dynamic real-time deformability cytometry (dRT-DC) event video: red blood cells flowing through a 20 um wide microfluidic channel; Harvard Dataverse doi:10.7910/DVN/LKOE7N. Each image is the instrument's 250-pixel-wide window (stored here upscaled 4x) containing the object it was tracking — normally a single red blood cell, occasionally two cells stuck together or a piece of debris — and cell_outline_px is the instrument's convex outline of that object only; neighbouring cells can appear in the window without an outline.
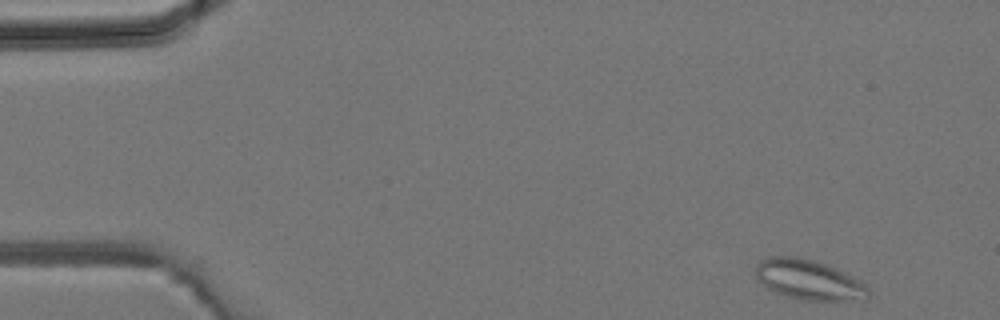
{"species": "common noctule bat (a hibernating species)", "species_latin": "Nyctalus noctula", "temperature_condition": "room temperature", "stored_images_in_passage": 39, "camera_frame_rate_fps": 3000, "um_per_image_px": 0.085, "animal": {"sex": "male", "body_mass_g": 19.2, "forearm_length_mm": 51.8}, "frame": {"image": 1, "passage_image": 1, "time_ms": 0.0, "image_size_px": [1000, 320], "cell_outline_px": [[872, 292], [868, 300], [804, 300], [788, 296], [776, 292], [768, 288], [756, 276], [756, 260], [768, 256], [800, 256], [828, 264], [860, 280]], "centroid_in_image_um": [68.78, 23.76], "position_along_channel_um": 16.2, "area_um2": 26.59}}
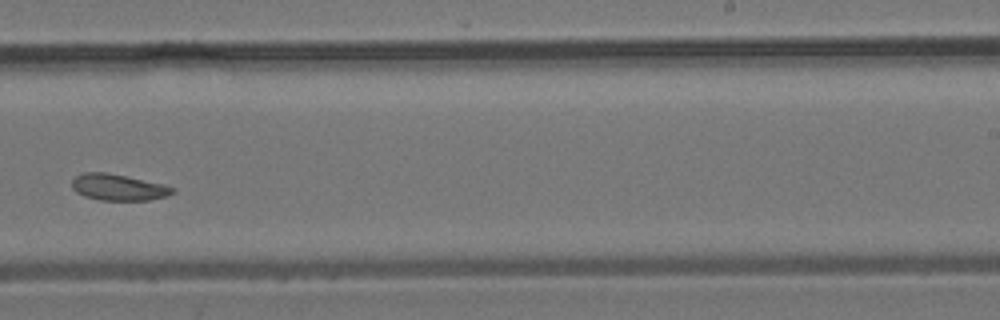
{"frame": {"image": 2, "passage_image": 24, "time_ms": 7.667, "image_size_px": [1000, 320], "cell_outline_px": [[176, 192], [168, 196], [148, 200], [100, 200], [84, 196], [76, 192], [72, 188], [72, 180], [76, 176], [84, 172], [104, 172], [164, 184], [176, 188]], "centroid_in_image_um": [10.08, 15.93], "position_along_channel_um": 278.9, "area_um2": 15.43}}
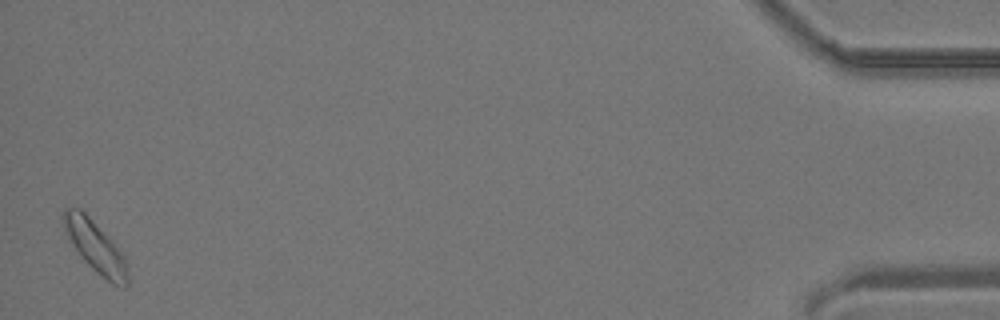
{"frame": {"image": 3, "passage_image": 39, "time_ms": 12.667, "image_size_px": [1000, 320], "cell_outline_px": [[128, 288], [124, 288], [112, 284], [100, 276], [80, 256], [72, 244], [64, 228], [60, 216], [64, 208], [80, 208], [88, 216], [124, 256], [128, 268]], "centroid_in_image_um": [8.09, 21.01], "position_along_channel_um": 427.1, "area_um2": 18.96}}